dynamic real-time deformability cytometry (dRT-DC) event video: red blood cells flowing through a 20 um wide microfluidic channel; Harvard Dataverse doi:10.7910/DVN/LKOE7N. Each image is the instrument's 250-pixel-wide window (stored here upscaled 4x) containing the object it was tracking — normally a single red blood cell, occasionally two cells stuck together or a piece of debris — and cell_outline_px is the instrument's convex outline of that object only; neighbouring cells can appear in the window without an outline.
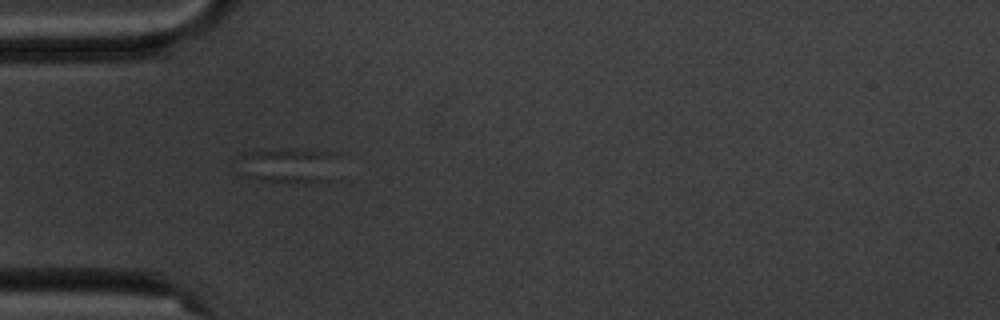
{"species": "common noctule bat (a hibernating species)", "species_latin": "Nyctalus noctula", "temperature_condition": "cold", "stored_images_in_passage": 8, "camera_frame_rate_fps": 3000, "um_per_image_px": 0.085, "animal": {"sex": "male", "body_mass_g": 20.1, "forearm_length_mm": 53.5}, "frame": {"image": 1, "passage_image": 6, "time_ms": 6.0, "image_size_px": [1000, 320], "cell_outline_px": [[340, 156], [328, 180], [264, 180], [236, 176], [236, 156], [244, 152], [264, 148], [308, 148], [336, 152]], "centroid_in_image_um": [24.36, 13.95], "position_along_channel_um": 60.6, "area_um2": 21.39}}
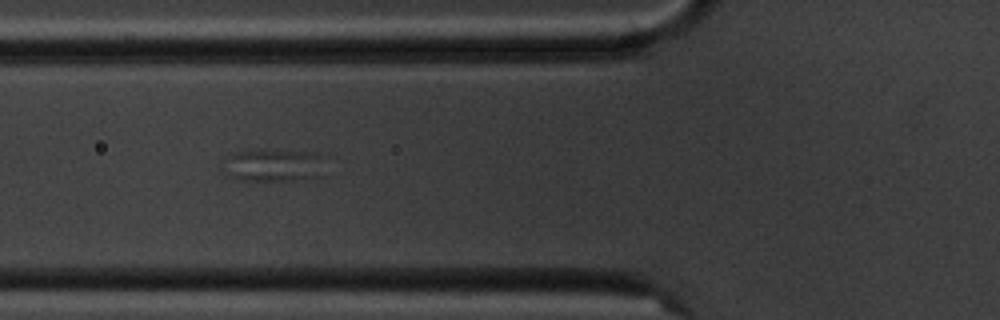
{"frame": {"image": 2, "passage_image": 7, "time_ms": 7.333, "image_size_px": [1000, 320], "cell_outline_px": [[320, 156], [304, 176], [284, 180], [244, 180], [224, 176], [220, 168], [224, 156], [236, 152], [320, 152]], "centroid_in_image_um": [22.78, 14.04], "position_along_channel_um": 103.0, "area_um2": 17.34}}
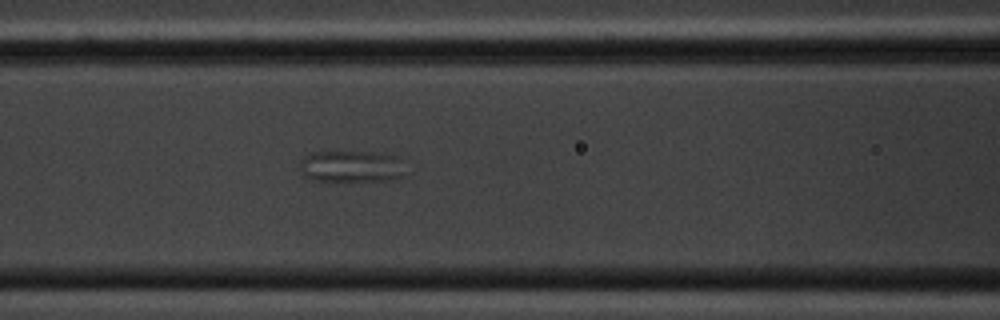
{"frame": {"image": 3, "passage_image": 8, "time_ms": 8.333, "image_size_px": [1000, 320], "cell_outline_px": [[404, 176], [388, 180], [312, 180], [304, 176], [300, 172], [300, 160], [304, 156], [312, 152], [376, 152], [396, 156]], "centroid_in_image_um": [29.77, 14.13], "position_along_channel_um": 136.8, "area_um2": 19.13}}